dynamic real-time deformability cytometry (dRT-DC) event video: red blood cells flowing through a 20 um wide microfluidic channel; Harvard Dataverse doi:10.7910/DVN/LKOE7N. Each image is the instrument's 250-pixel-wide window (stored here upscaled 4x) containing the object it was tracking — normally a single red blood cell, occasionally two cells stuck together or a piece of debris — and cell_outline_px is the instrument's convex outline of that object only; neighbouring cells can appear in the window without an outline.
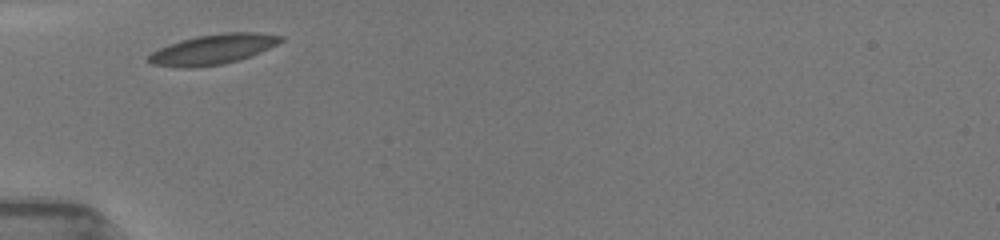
{"species": "common noctule bat (a hibernating species)", "species_latin": "Nyctalus noctula", "temperature_condition": "room temperature", "stored_images_in_passage": 45, "camera_frame_rate_fps": 3000, "um_per_image_px": 0.085, "animal": {"sex": "female", "body_mass_g": 19.5, "forearm_length_mm": 54.1}, "frame": {"image": 1, "passage_image": 1, "time_ms": 0.0, "image_size_px": [1000, 240], "cell_outline_px": [[284, 40], [260, 52], [240, 60], [224, 64], [196, 68], [184, 68], [152, 64], [148, 60], [148, 56], [152, 52], [168, 44], [196, 36], [224, 32], [260, 32], [284, 36]], "centroid_in_image_um": [18.12, 4.19], "position_along_channel_um": 66.9, "area_um2": 23.24}}
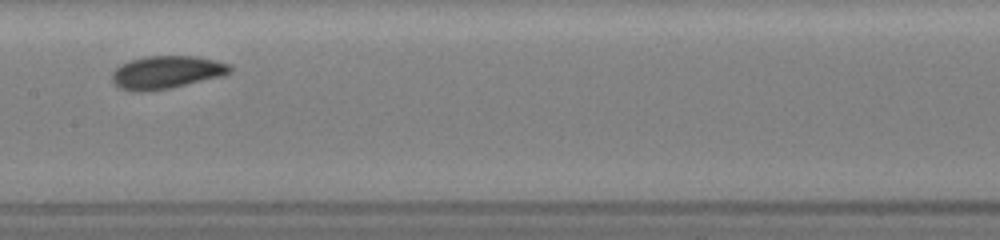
{"frame": {"image": 2, "passage_image": 15, "time_ms": 3.333, "image_size_px": [1000, 240], "cell_outline_px": [[232, 72], [224, 76], [172, 88], [144, 92], [132, 92], [120, 88], [112, 80], [112, 72], [120, 64], [144, 56], [196, 56], [216, 60], [232, 64]], "centroid_in_image_um": [14.19, 6.15], "position_along_channel_um": 193.2, "area_um2": 23.0}}
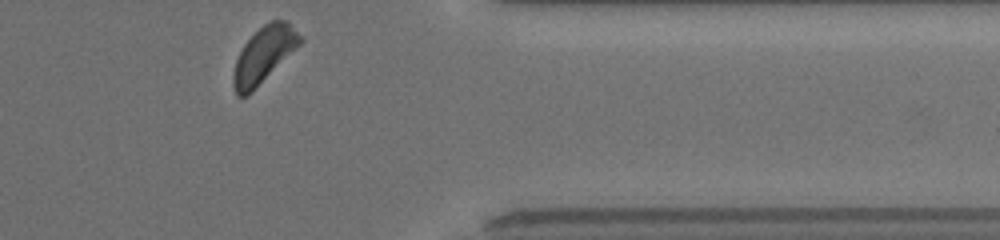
{"frame": {"image": 3, "passage_image": 44, "time_ms": 8.667, "image_size_px": [1000, 240], "cell_outline_px": [[304, 40], [252, 92], [244, 96], [236, 96], [232, 84], [232, 76], [236, 60], [244, 44], [268, 20], [288, 20]], "centroid_in_image_um": [22.42, 4.66], "position_along_channel_um": 389.0, "area_um2": 21.5}, "authors_computed_cell_mechanics": {"area_um2": 21.964, "velocity_mm_per_s": 3.882, "shape_relaxation_time_tau1_ms": 3.9601, "shape_relaxation_time_tau2_ms": null, "deformation_change_tau1": 0.101, "deformation_change_tau2": null}}